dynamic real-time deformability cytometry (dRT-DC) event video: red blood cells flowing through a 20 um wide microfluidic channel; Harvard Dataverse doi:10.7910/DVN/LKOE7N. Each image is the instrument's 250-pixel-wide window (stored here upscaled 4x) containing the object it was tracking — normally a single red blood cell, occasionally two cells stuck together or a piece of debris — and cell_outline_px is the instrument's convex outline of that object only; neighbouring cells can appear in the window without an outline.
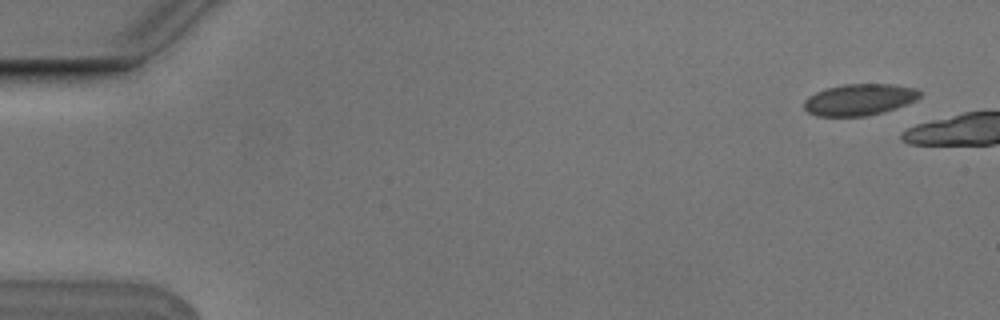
{"species": "Egyptian fruit bat (a non-hibernating species)", "species_latin": "Rousettus aegyptiacus", "temperature_condition": "cold", "stored_images_in_passage": 10, "camera_frame_rate_fps": 3000, "um_per_image_px": 0.085, "animal": {"sex": "male"}, "frame": {"image": 1, "passage_image": 1, "time_ms": 0.0, "image_size_px": [1000, 320], "cell_outline_px": [[924, 92], [916, 100], [896, 108], [884, 112], [864, 116], [816, 116], [808, 112], [804, 108], [804, 100], [808, 96], [816, 92], [828, 88], [844, 84], [892, 84], [916, 88]], "centroid_in_image_um": [73.07, 8.46], "position_along_channel_um": 11.9, "area_um2": 21.33}}
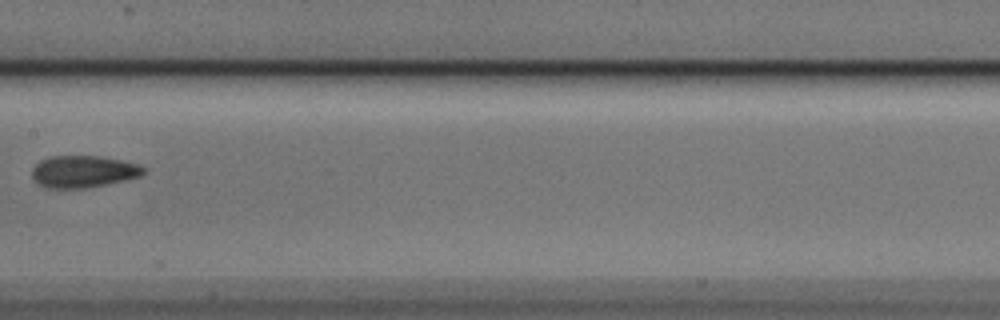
{"frame": {"image": 2, "passage_image": 9, "time_ms": 2.667, "image_size_px": [1000, 320], "cell_outline_px": [[148, 172], [140, 176], [124, 180], [84, 188], [48, 188], [40, 184], [32, 176], [32, 168], [40, 160], [48, 156], [100, 156], [120, 160], [136, 164], [148, 168]], "centroid_in_image_um": [7.1, 14.57], "position_along_channel_um": 200.3, "area_um2": 20.69}}
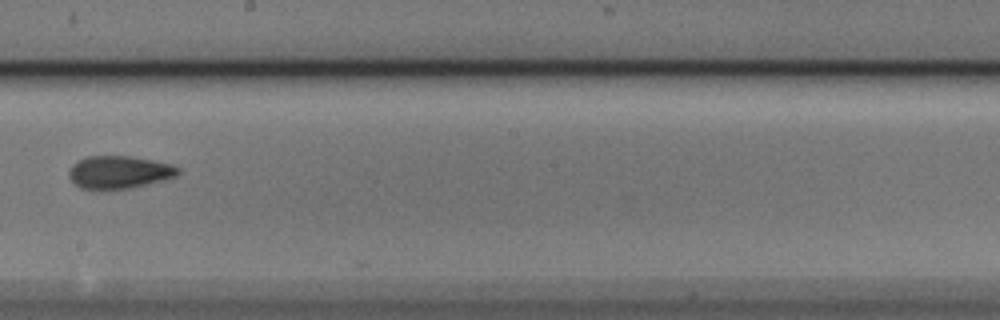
{"frame": {"image": 3, "passage_image": 10, "time_ms": 3.0, "image_size_px": [1000, 320], "cell_outline_px": [[180, 172], [176, 176], [164, 180], [128, 188], [100, 192], [80, 188], [68, 176], [68, 172], [72, 164], [88, 156], [132, 156], [172, 164], [180, 168]], "centroid_in_image_um": [10.1, 14.66], "position_along_channel_um": 238.1, "area_um2": 21.21}}